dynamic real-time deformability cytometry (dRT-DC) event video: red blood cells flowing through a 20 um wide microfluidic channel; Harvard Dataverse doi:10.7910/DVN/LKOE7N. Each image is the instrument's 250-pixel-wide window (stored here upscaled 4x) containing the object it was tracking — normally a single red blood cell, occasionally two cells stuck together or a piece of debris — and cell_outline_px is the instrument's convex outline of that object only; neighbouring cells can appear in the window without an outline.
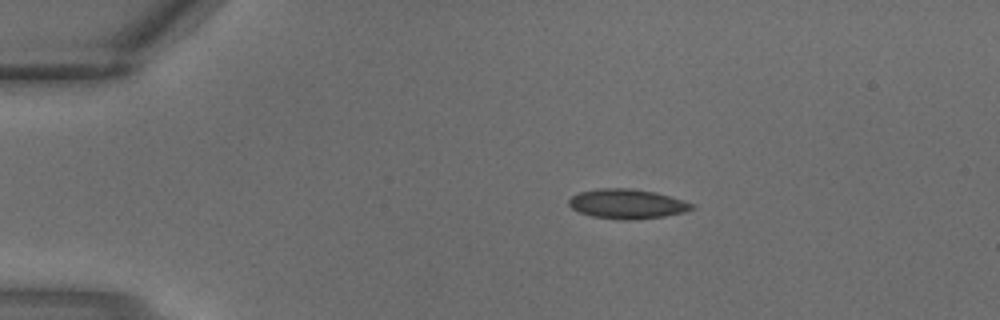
{"species": "common noctule bat (a hibernating species)", "species_latin": "Nyctalus noctula", "temperature_condition": "warm", "stored_images_in_passage": 2, "camera_frame_rate_fps": 3000, "um_per_image_px": 0.085, "animal": {"sex": "male", "body_mass_g": 18.8}, "frame": {"image": 1, "passage_image": 1, "time_ms": 0.0, "image_size_px": [1000, 320], "cell_outline_px": [[696, 208], [684, 212], [664, 216], [628, 220], [620, 220], [592, 216], [580, 212], [572, 208], [568, 204], [568, 200], [572, 196], [580, 192], [596, 188], [632, 188], [656, 192], [696, 204]], "centroid_in_image_um": [53.32, 17.32], "position_along_channel_um": 31.7, "area_um2": 21.33}}
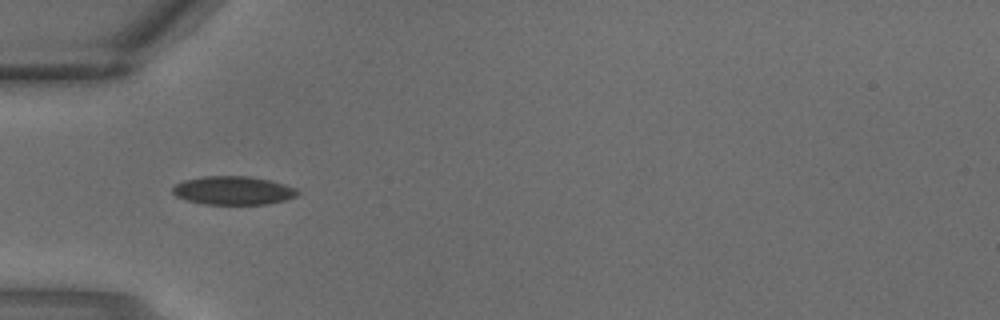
{"frame": {"image": 2, "passage_image": 2, "time_ms": 0.333, "image_size_px": [1000, 320], "cell_outline_px": [[300, 192], [296, 196], [284, 200], [268, 204], [204, 204], [188, 200], [176, 196], [172, 192], [172, 188], [176, 184], [184, 180], [204, 176], [248, 176], [268, 180], [284, 184], [296, 188]], "centroid_in_image_um": [19.82, 16.19], "position_along_channel_um": 65.2, "area_um2": 20.63}}